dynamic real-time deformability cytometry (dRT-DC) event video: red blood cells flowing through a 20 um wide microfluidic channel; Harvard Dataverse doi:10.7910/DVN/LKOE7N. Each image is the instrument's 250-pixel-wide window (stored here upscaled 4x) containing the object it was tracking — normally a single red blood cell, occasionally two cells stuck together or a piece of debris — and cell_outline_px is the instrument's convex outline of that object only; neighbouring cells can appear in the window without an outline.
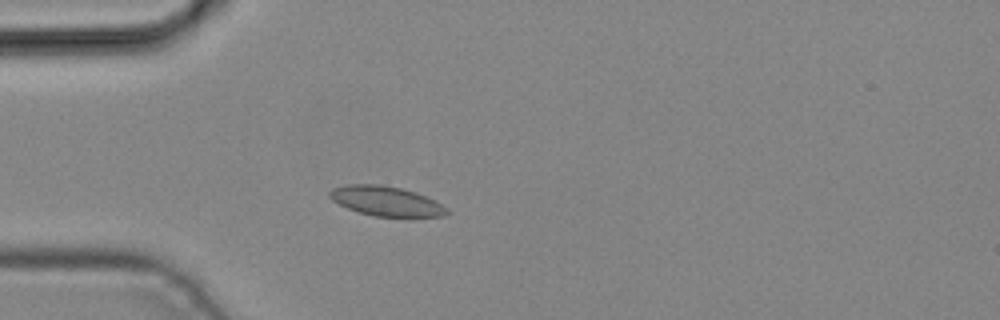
{"species": "common noctule bat (a hibernating species)", "species_latin": "Nyctalus noctula", "temperature_condition": "cold", "stored_images_in_passage": 3, "camera_frame_rate_fps": 3000, "um_per_image_px": 0.085, "animal": {"sex": "male", "body_mass_g": 19.2, "forearm_length_mm": 51.8}, "frame": {"image": 1, "passage_image": 3, "time_ms": 0.667, "image_size_px": [1000, 320], "cell_outline_px": [[448, 212], [444, 216], [412, 220], [376, 216], [360, 212], [348, 208], [332, 200], [328, 196], [328, 192], [332, 188], [348, 184], [380, 184], [400, 188], [416, 192], [436, 200], [448, 208]], "centroid_in_image_um": [32.91, 17.14], "position_along_channel_um": 52.1, "area_um2": 21.15}}